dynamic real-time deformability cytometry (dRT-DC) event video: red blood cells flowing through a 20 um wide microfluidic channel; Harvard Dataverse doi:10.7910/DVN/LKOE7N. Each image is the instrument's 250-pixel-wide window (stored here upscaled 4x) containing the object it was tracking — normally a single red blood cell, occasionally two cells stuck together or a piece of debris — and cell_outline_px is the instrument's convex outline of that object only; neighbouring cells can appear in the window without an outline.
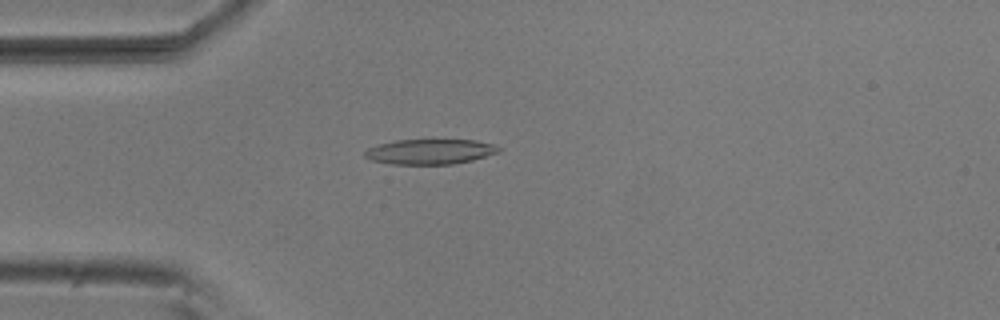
{"species": "common noctule bat (a hibernating species)", "species_latin": "Nyctalus noctula", "temperature_condition": "room temperature", "stored_images_in_passage": 4, "camera_frame_rate_fps": 3000, "um_per_image_px": 0.085, "animal": {"sex": "male", "body_mass_g": 20.5, "forearm_length_mm": 52.5}, "frame": {"image": 1, "passage_image": 3, "time_ms": 0.667, "image_size_px": [1000, 320], "cell_outline_px": [[504, 148], [500, 152], [472, 160], [452, 164], [392, 164], [372, 160], [364, 156], [364, 152], [368, 148], [380, 144], [396, 140], [476, 140], [492, 144]], "centroid_in_image_um": [36.59, 12.89], "position_along_channel_um": 48.4, "area_um2": 19.54}}